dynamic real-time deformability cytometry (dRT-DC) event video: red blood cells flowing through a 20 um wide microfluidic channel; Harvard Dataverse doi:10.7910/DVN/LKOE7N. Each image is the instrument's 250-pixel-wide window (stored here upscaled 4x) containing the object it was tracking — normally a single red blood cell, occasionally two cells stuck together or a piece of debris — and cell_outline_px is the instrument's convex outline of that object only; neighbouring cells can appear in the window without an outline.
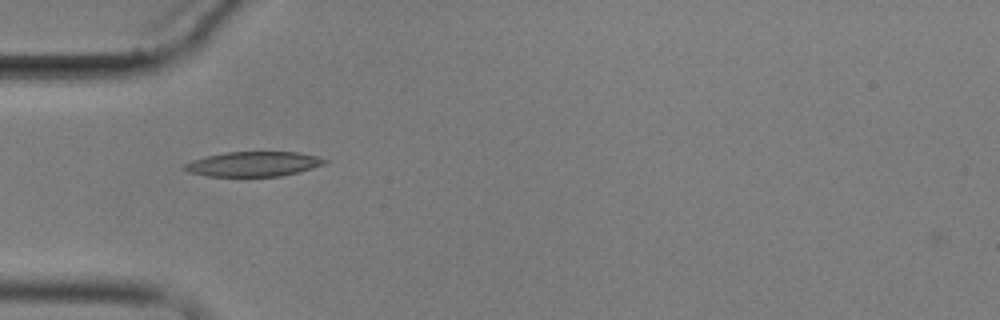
{"species": "common noctule bat (a hibernating species)", "species_latin": "Nyctalus noctula", "temperature_condition": "cold", "stored_images_in_passage": 2, "camera_frame_rate_fps": 3000, "um_per_image_px": 0.085, "animal": {"sex": "male", "body_mass_g": 17.9}, "frame": {"image": 1, "passage_image": 1, "time_ms": 0.0, "image_size_px": [1000, 320], "cell_outline_px": [[328, 160], [324, 164], [312, 168], [280, 176], [208, 176], [188, 172], [180, 168], [184, 164], [192, 160], [224, 152], [300, 152], [316, 156]], "centroid_in_image_um": [21.5, 13.94], "position_along_channel_um": 63.5, "area_um2": 20.17}}
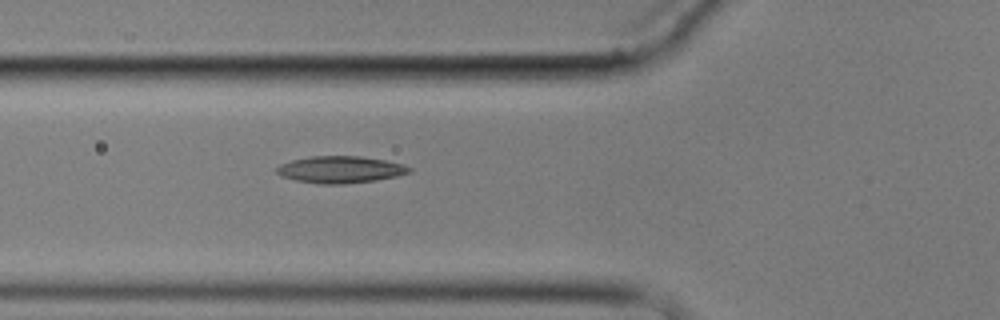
{"frame": {"image": 2, "passage_image": 2, "time_ms": 1.0, "image_size_px": [1000, 320], "cell_outline_px": [[412, 172], [396, 176], [376, 180], [344, 184], [320, 184], [296, 180], [280, 176], [276, 172], [276, 168], [280, 164], [292, 160], [312, 156], [360, 156], [384, 160], [404, 164], [412, 168]], "centroid_in_image_um": [28.94, 14.41], "position_along_channel_um": 96.9, "area_um2": 20.81}}